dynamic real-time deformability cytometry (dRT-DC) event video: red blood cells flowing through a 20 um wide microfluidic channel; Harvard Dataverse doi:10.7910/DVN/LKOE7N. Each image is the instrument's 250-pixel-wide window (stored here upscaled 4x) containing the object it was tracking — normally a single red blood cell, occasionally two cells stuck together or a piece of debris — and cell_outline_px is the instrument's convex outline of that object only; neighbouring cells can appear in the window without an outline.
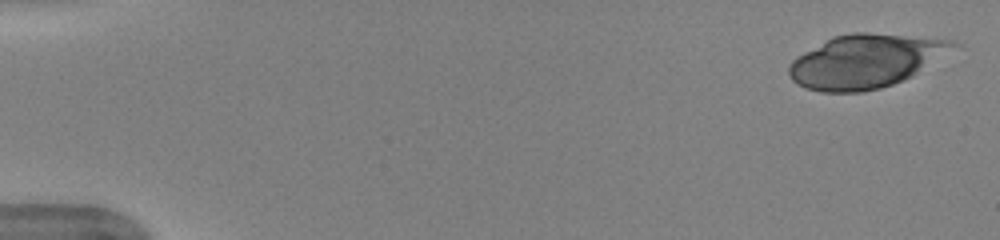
{"species": "human", "species_latin": "Homo sapiens", "temperature_condition": "warm", "stored_images_in_passage": 49, "camera_frame_rate_fps": 3000, "um_per_image_px": 0.085, "donor": {"sex": "female"}, "frame": {"image": 1, "passage_image": 1, "time_ms": 0.0, "image_size_px": [1000, 240], "cell_outline_px": [[956, 44], [912, 76], [892, 84], [880, 88], [860, 92], [820, 92], [796, 84], [792, 80], [788, 72], [788, 68], [792, 60], [796, 56], [832, 36], [852, 32], [868, 32], [952, 40]], "centroid_in_image_um": [73.44, 5.2], "position_along_channel_um": 11.6, "area_um2": 50.34}}
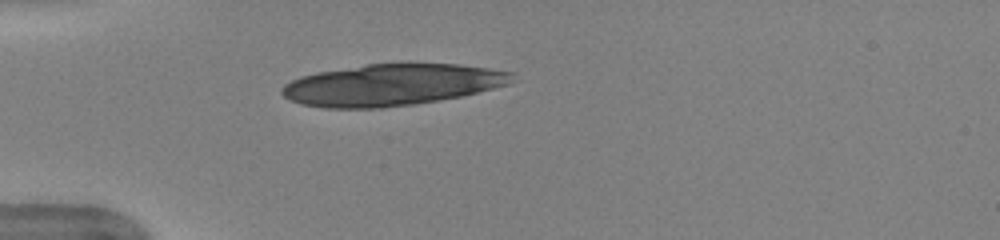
{"frame": {"image": 2, "passage_image": 14, "time_ms": 4.333, "image_size_px": [1000, 240], "cell_outline_px": [[516, 80], [508, 84], [460, 96], [412, 104], [380, 108], [324, 108], [300, 104], [284, 96], [280, 92], [280, 88], [284, 84], [300, 76], [316, 72], [368, 64], [408, 60], [460, 64], [516, 72]], "centroid_in_image_um": [33.33, 7.16], "position_along_channel_um": 51.7, "area_um2": 56.93}}